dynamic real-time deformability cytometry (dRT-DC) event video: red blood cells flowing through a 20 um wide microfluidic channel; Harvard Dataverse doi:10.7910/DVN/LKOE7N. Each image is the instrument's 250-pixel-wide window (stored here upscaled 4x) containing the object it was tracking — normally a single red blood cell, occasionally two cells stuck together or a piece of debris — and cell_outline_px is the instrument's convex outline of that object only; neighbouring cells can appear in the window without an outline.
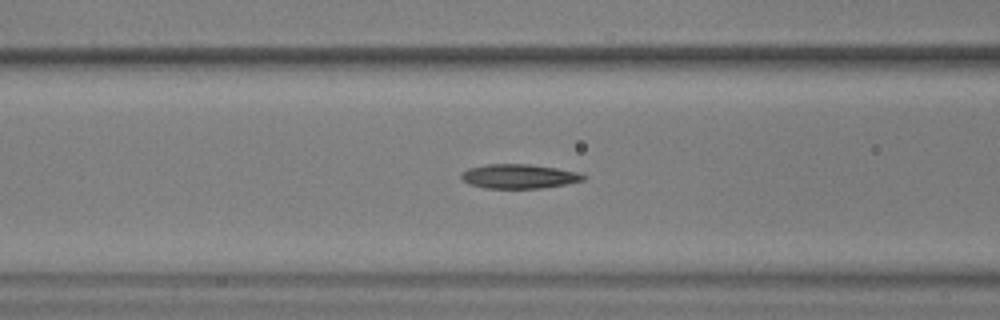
{"species": "common noctule bat (a hibernating species)", "species_latin": "Nyctalus noctula", "temperature_condition": "warm", "stored_images_in_passage": 55, "camera_frame_rate_fps": 3000, "um_per_image_px": 0.085, "animal": {"sex": "male", "body_mass_g": 17.9, "forearm_length_mm": 54.2}, "frame": {"image": 1, "passage_image": 21, "time_ms": 6.667, "image_size_px": [1000, 320], "cell_outline_px": [[588, 176], [584, 180], [564, 184], [540, 188], [484, 188], [468, 184], [460, 176], [468, 168], [488, 164], [528, 164], [556, 168], [580, 172]], "centroid_in_image_um": [44.13, 14.98], "position_along_channel_um": 122.5, "area_um2": 17.22}}
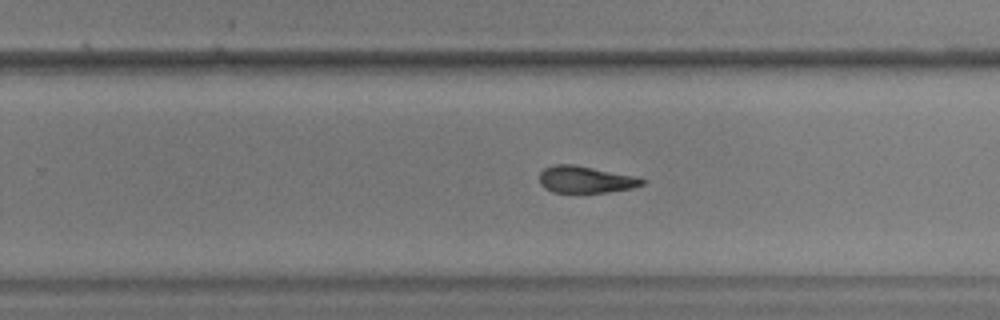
{"frame": {"image": 2, "passage_image": 34, "time_ms": 11.0, "image_size_px": [1000, 320], "cell_outline_px": [[648, 180], [644, 184], [632, 188], [608, 192], [552, 192], [544, 188], [540, 184], [540, 172], [544, 168], [552, 164], [572, 164], [636, 176]], "centroid_in_image_um": [49.78, 15.25], "position_along_channel_um": 280.0, "area_um2": 16.13}}
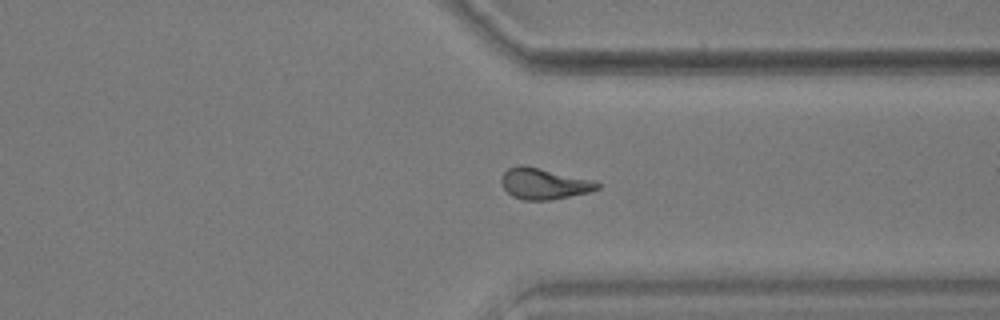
{"frame": {"image": 3, "passage_image": 41, "time_ms": 13.333, "image_size_px": [1000, 320], "cell_outline_px": [[600, 188], [588, 192], [552, 200], [524, 200], [512, 196], [504, 188], [500, 180], [504, 172], [508, 168], [520, 164], [524, 164], [592, 180], [600, 184]], "centroid_in_image_um": [46.21, 15.61], "position_along_channel_um": 365.2, "area_um2": 17.34}, "authors_computed_cell_mechanics": {"area_um2": 17.2244, "velocity_mm_per_s": 3.6384, "shape_relaxation_time_tau1_ms": 9.5944, "shape_relaxation_time_tau2_ms": 4.7749, "deformation_change_tau1": 0.2214, "deformation_change_tau2": 0.1353}}